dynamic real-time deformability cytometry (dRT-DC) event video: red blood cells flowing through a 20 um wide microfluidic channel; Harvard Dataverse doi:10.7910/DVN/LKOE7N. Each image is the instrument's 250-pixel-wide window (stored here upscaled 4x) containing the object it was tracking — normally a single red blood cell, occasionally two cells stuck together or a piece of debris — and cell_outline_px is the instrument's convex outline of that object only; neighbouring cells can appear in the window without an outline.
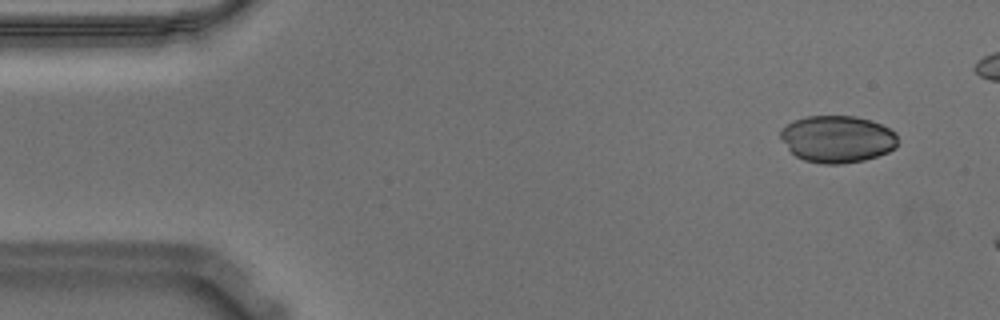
{"species": "Egyptian fruit bat (a non-hibernating species)", "species_latin": "Rousettus aegyptiacus", "temperature_condition": "warm", "stored_images_in_passage": 7, "camera_frame_rate_fps": 3000, "um_per_image_px": 0.085, "animal": {"sex": "male"}, "frame": {"image": 1, "passage_image": 1, "time_ms": 0.0, "image_size_px": [1000, 320], "cell_outline_px": [[896, 148], [888, 152], [864, 160], [840, 164], [824, 164], [804, 160], [796, 156], [788, 148], [780, 136], [780, 128], [792, 120], [808, 116], [856, 116], [872, 120], [896, 132]], "centroid_in_image_um": [71.16, 11.81], "position_along_channel_um": 13.8, "area_um2": 32.19}}